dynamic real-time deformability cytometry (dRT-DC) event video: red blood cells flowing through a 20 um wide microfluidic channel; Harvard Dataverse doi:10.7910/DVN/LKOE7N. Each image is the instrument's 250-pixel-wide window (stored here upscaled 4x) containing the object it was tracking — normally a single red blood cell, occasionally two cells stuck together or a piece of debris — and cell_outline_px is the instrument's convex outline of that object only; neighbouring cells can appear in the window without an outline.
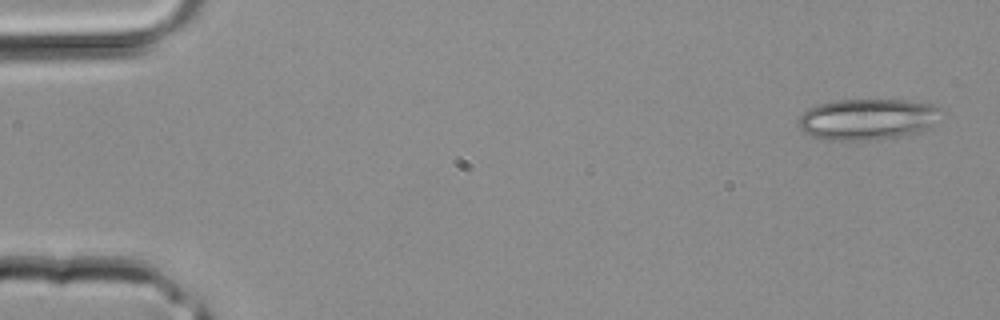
{"species": "common noctule bat (a hibernating species)", "species_latin": "Nyctalus noctula", "temperature_condition": "room temperature", "stored_images_in_passage": 3, "camera_frame_rate_fps": 3000, "um_per_image_px": 0.085, "animal": {"sex": "male", "body_mass_g": 20.4}, "frame": {"image": 1, "passage_image": 1, "time_ms": 0.0, "image_size_px": [1000, 320], "cell_outline_px": [[948, 112], [928, 128], [920, 132], [876, 140], [824, 140], [812, 136], [804, 132], [800, 128], [800, 116], [808, 108], [816, 104], [836, 100], [904, 100], [928, 104], [944, 108]], "centroid_in_image_um": [73.8, 10.13], "position_along_channel_um": 11.2, "area_um2": 34.56}}